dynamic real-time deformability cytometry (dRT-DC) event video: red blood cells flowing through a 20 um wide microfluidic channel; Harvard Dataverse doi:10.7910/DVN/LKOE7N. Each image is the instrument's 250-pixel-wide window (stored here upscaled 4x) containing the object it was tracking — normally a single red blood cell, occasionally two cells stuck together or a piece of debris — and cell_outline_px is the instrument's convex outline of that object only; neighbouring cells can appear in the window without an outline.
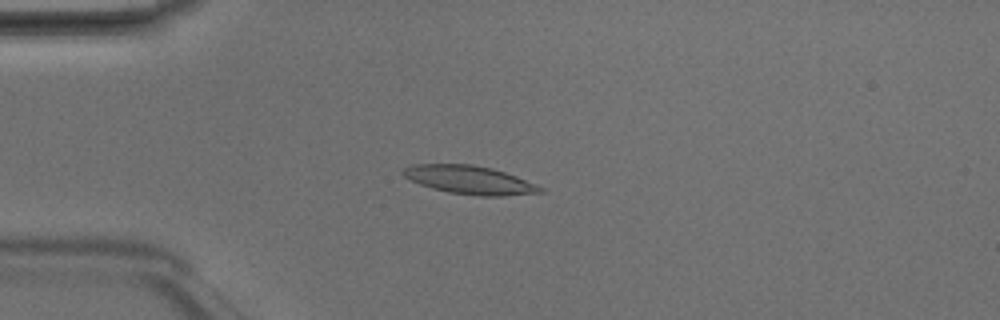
{"species": "Egyptian fruit bat (a non-hibernating species)", "species_latin": "Rousettus aegyptiacus", "temperature_condition": "room temperature", "stored_images_in_passage": 48, "camera_frame_rate_fps": 3000, "um_per_image_px": 0.085, "animal": {"sex": "male"}, "frame": {"image": 1, "passage_image": 12, "time_ms": 3.667, "image_size_px": [1000, 320], "cell_outline_px": [[544, 192], [504, 196], [480, 196], [448, 192], [432, 188], [420, 184], [404, 176], [400, 172], [404, 168], [412, 164], [472, 164], [492, 168], [516, 176], [536, 184], [544, 188]], "centroid_in_image_um": [39.92, 15.29], "position_along_channel_um": 45.1, "area_um2": 22.66}}
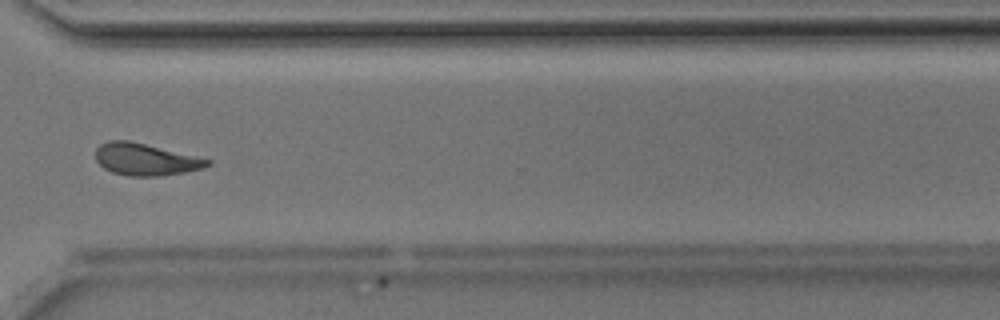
{"frame": {"image": 2, "passage_image": 36, "time_ms": 11.667, "image_size_px": [1000, 320], "cell_outline_px": [[212, 164], [204, 168], [184, 172], [160, 176], [128, 176], [112, 172], [104, 168], [96, 160], [96, 148], [100, 144], [108, 140], [128, 140], [212, 160]], "centroid_in_image_um": [12.36, 13.55], "position_along_channel_um": 358.2, "area_um2": 20.75}}
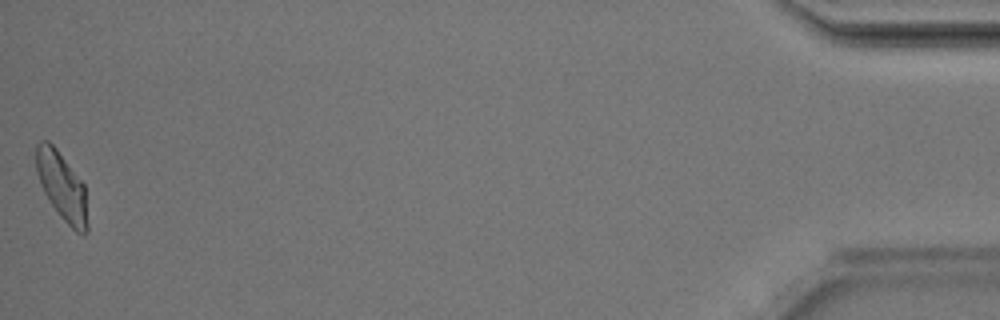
{"frame": {"image": 3, "passage_image": 48, "time_ms": 15.667, "image_size_px": [1000, 320], "cell_outline_px": [[88, 232], [84, 236], [76, 232], [60, 216], [48, 200], [44, 192], [36, 172], [36, 144], [40, 140], [48, 140], [56, 148], [84, 184], [88, 224]], "centroid_in_image_um": [5.27, 15.86], "position_along_channel_um": 429.9, "area_um2": 20.4}, "authors_computed_cell_mechanics": {"area_um2": 21.1837, "velocity_mm_per_s": 4.1667, "shape_relaxation_time_tau1_ms": 2.9043, "shape_relaxation_time_tau2_ms": 1.3237, "deformation_change_tau1": 0.147, "deformation_change_tau2": 0.0864}}